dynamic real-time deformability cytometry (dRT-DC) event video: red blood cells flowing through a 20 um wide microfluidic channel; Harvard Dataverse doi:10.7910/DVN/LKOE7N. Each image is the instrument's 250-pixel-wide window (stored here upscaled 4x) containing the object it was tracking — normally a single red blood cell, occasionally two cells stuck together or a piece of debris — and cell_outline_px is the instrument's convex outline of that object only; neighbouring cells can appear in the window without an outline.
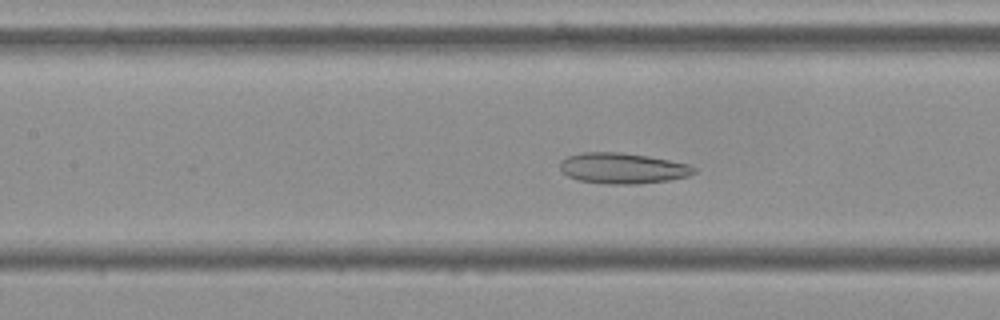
{"species": "Egyptian fruit bat (a non-hibernating species)", "species_latin": "Rousettus aegyptiacus", "temperature_condition": "cold", "stored_images_in_passage": 54, "camera_frame_rate_fps": 3000, "um_per_image_px": 0.085, "frame": {"image": 1, "passage_image": 23, "time_ms": 7.333, "image_size_px": [1000, 320], "cell_outline_px": [[696, 172], [688, 176], [668, 180], [636, 184], [608, 184], [580, 180], [568, 176], [560, 168], [560, 160], [568, 156], [580, 152], [620, 152], [648, 156], [688, 164], [696, 168]], "centroid_in_image_um": [52.91, 14.29], "position_along_channel_um": 154.5, "area_um2": 23.87}}
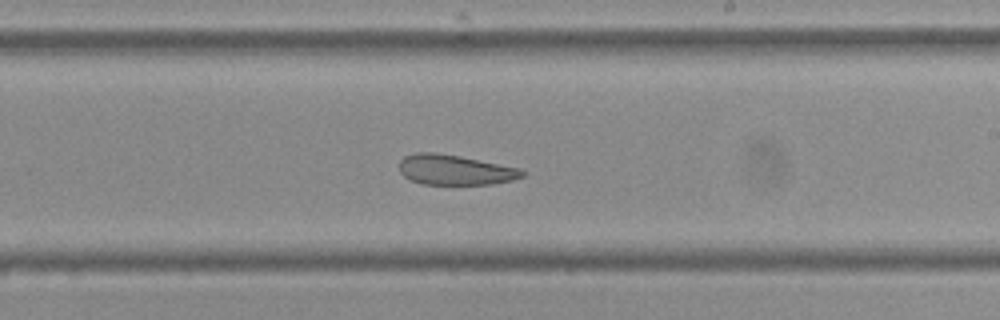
{"frame": {"image": 2, "passage_image": 31, "time_ms": 10.0, "image_size_px": [1000, 320], "cell_outline_px": [[524, 176], [512, 180], [492, 184], [424, 184], [408, 180], [400, 172], [400, 160], [404, 156], [416, 152], [436, 152], [460, 156], [520, 168], [524, 172]], "centroid_in_image_um": [38.64, 14.43], "position_along_channel_um": 250.4, "area_um2": 21.62}}
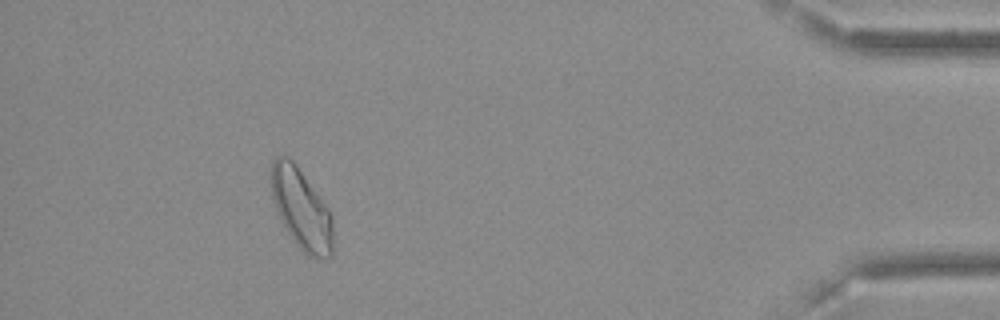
{"frame": {"image": 3, "passage_image": 49, "time_ms": 16.0, "image_size_px": [1000, 320], "cell_outline_px": [[332, 256], [308, 256], [296, 244], [284, 228], [276, 212], [272, 200], [272, 160], [276, 156], [288, 156], [292, 160], [328, 208], [332, 220]], "centroid_in_image_um": [25.58, 17.76], "position_along_channel_um": 409.6, "area_um2": 28.5}, "authors_computed_cell_mechanics": {"area_um2": 26.6169, "velocity_mm_per_s": 3.5998, "shape_relaxation_time_tau1_ms": null, "shape_relaxation_time_tau2_ms": 2.9508, "deformation_change_tau1": null, "deformation_change_tau2": 0.0959}}